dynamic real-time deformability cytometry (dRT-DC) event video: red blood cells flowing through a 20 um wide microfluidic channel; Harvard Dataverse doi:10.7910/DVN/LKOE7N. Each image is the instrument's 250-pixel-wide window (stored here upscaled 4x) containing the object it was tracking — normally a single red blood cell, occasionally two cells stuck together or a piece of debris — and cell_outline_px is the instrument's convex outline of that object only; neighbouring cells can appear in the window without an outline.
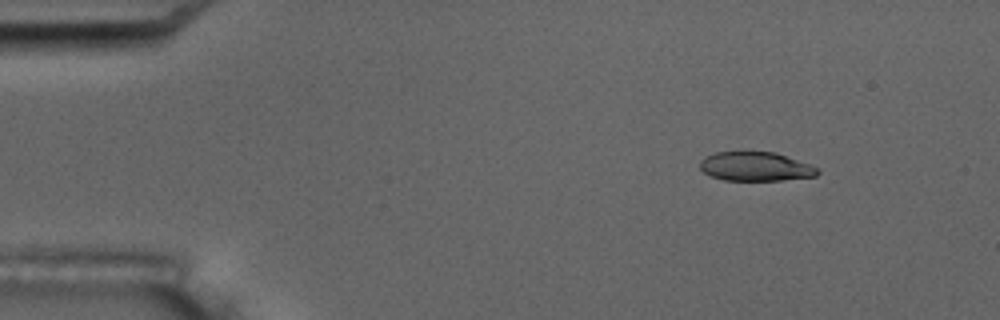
{"species": "common noctule bat (a hibernating species)", "species_latin": "Nyctalus noctula", "temperature_condition": "room temperature", "stored_images_in_passage": 3, "camera_frame_rate_fps": 3000, "um_per_image_px": 0.085, "animal": {"sex": "male", "body_mass_g": 17.5, "forearm_length_mm": 52.3}, "frame": {"image": 1, "passage_image": 1, "time_ms": 0.0, "image_size_px": [1000, 320], "cell_outline_px": [[820, 172], [816, 176], [780, 180], [724, 180], [712, 176], [704, 172], [700, 168], [700, 160], [716, 152], [776, 152], [820, 168]], "centroid_in_image_um": [64.25, 14.15], "position_along_channel_um": 20.7, "area_um2": 19.77}}